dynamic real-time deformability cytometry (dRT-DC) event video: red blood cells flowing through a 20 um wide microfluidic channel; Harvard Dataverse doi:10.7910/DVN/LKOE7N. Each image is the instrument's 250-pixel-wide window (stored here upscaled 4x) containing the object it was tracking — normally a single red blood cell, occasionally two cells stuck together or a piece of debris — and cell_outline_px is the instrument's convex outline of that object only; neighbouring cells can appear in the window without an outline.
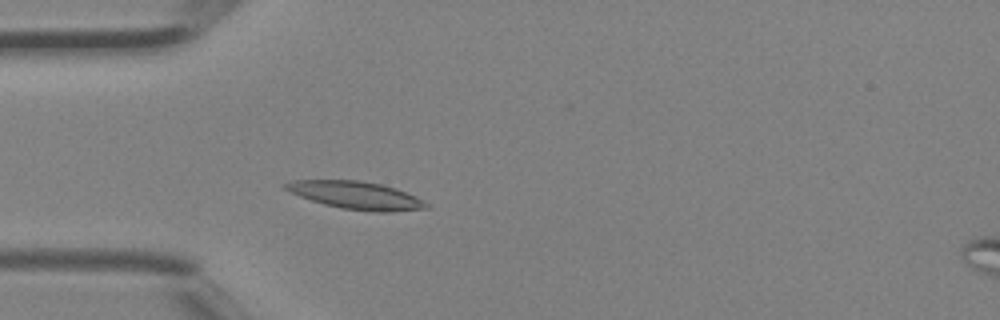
{"species": "Egyptian fruit bat (a non-hibernating species)", "species_latin": "Rousettus aegyptiacus", "temperature_condition": "room temperature", "stored_images_in_passage": 30, "camera_frame_rate_fps": 3000, "um_per_image_px": 0.085, "animal": {"sex": "female"}, "frame": {"image": 1, "passage_image": 6, "time_ms": 1.667, "image_size_px": [1000, 320], "cell_outline_px": [[432, 208], [388, 212], [372, 212], [340, 208], [324, 204], [300, 196], [284, 188], [280, 184], [292, 180], [360, 180], [380, 184], [396, 188], [416, 196], [428, 204]], "centroid_in_image_um": [30.28, 16.6], "position_along_channel_um": 54.7, "area_um2": 22.83}}
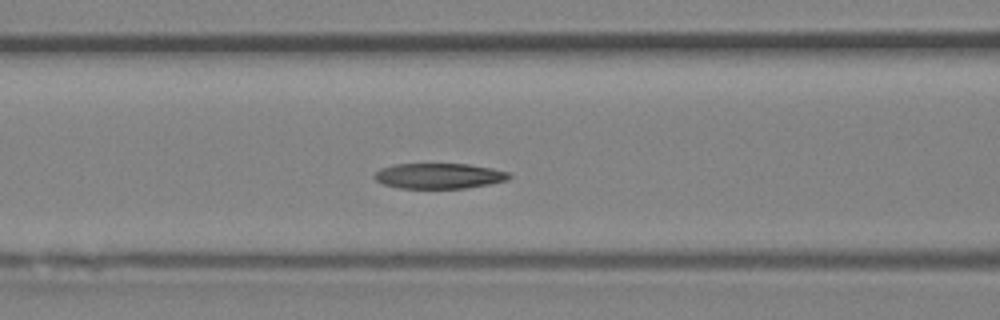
{"frame": {"image": 2, "passage_image": 11, "time_ms": 3.333, "image_size_px": [1000, 320], "cell_outline_px": [[512, 176], [508, 180], [488, 184], [464, 188], [400, 188], [384, 184], [376, 180], [372, 176], [380, 168], [396, 164], [468, 164], [492, 168], [508, 172]], "centroid_in_image_um": [37.31, 14.95], "position_along_channel_um": 129.3, "area_um2": 19.88}}
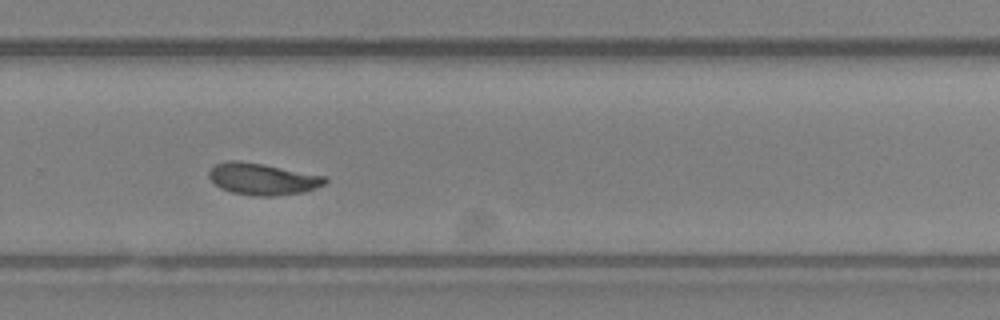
{"frame": {"image": 3, "passage_image": 22, "time_ms": 7.0, "image_size_px": [1000, 320], "cell_outline_px": [[328, 180], [324, 184], [316, 188], [304, 192], [272, 196], [252, 196], [232, 192], [220, 188], [208, 176], [208, 172], [216, 164], [228, 160], [240, 160], [264, 164], [324, 176]], "centroid_in_image_um": [22.3, 15.21], "position_along_channel_um": 307.5, "area_um2": 21.39}}